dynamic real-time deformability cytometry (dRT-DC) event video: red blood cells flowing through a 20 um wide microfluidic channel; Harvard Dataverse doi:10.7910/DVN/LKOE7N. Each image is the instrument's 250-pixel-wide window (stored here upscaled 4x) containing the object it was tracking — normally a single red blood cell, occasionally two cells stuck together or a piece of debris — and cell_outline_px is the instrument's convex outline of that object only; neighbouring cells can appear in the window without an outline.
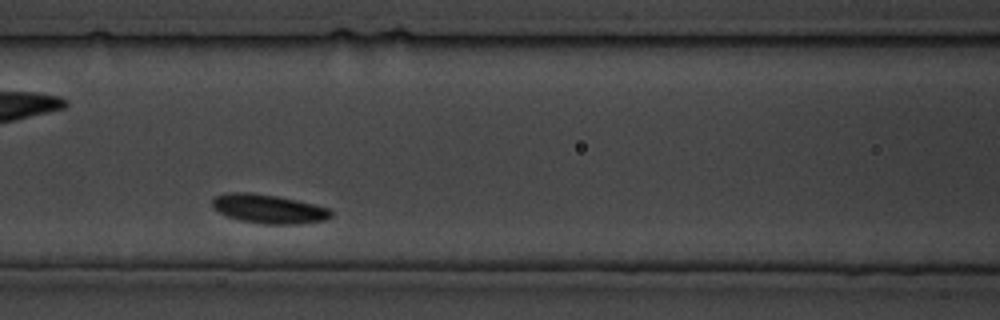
{"species": "common noctule bat (a hibernating species)", "species_latin": "Nyctalus noctula", "temperature_condition": "cold", "stored_images_in_passage": 81, "camera_frame_rate_fps": 3000, "um_per_image_px": 0.085, "animal": {"sex": "male", "body_mass_g": 19.5, "forearm_length_mm": 54.6}, "frame": {"image": 1, "passage_image": 19, "time_ms": 6.0, "image_size_px": [1000, 320], "cell_outline_px": [[332, 216], [328, 220], [296, 224], [264, 224], [240, 220], [228, 216], [212, 208], [212, 200], [216, 196], [228, 192], [248, 192], [276, 196], [316, 204], [328, 208], [332, 212]], "centroid_in_image_um": [22.86, 17.76], "position_along_channel_um": 143.7, "area_um2": 20.06}}
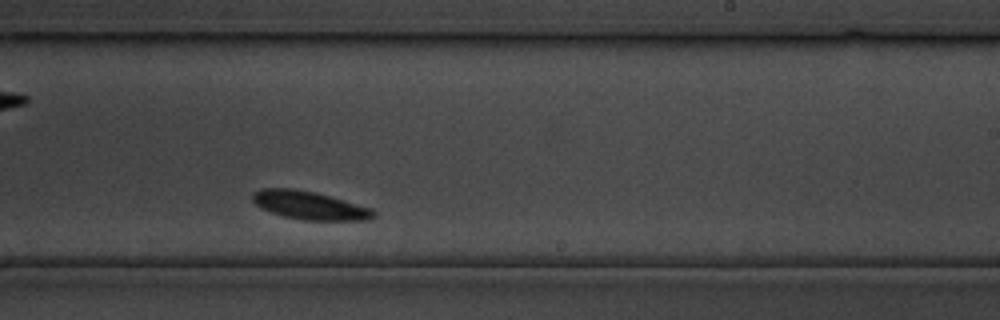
{"frame": {"image": 2, "passage_image": 44, "time_ms": 14.333, "image_size_px": [1000, 320], "cell_outline_px": [[376, 216], [368, 220], [304, 220], [284, 216], [260, 208], [252, 200], [252, 196], [260, 188], [292, 188], [312, 192], [328, 196], [372, 208], [376, 212]], "centroid_in_image_um": [26.32, 17.46], "position_along_channel_um": 262.7, "area_um2": 19.65}}
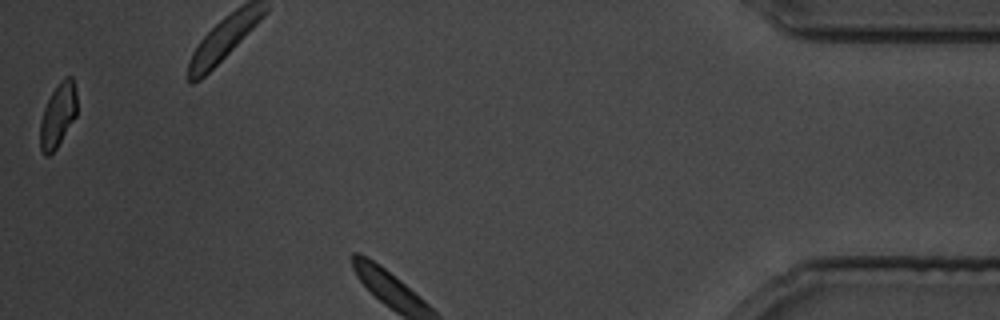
{"frame": {"image": 3, "passage_image": 80, "time_ms": 26.333, "image_size_px": [1000, 320], "cell_outline_px": [[76, 116], [56, 148], [48, 156], [44, 156], [40, 148], [40, 124], [44, 108], [52, 92], [60, 80], [64, 76], [72, 76], [76, 92]], "centroid_in_image_um": [4.92, 9.78], "position_along_channel_um": 430.3, "area_um2": 13.58}}